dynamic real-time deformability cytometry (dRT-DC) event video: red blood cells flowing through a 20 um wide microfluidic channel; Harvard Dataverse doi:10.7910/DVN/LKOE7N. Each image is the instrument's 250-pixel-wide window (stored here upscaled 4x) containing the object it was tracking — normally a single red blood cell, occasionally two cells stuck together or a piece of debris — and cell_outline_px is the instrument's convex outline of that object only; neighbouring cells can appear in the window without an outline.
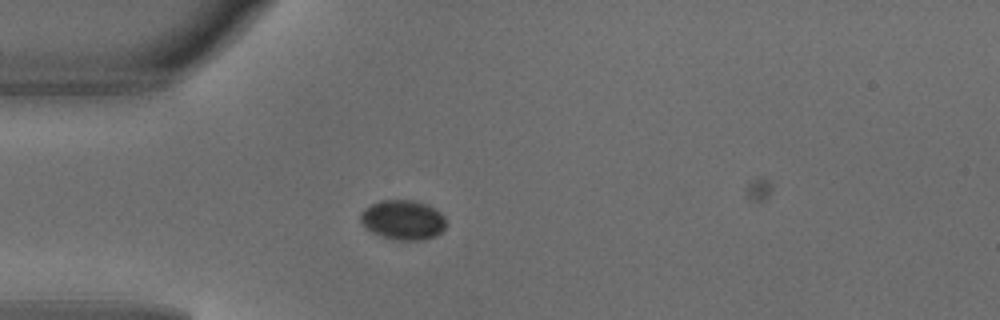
{"species": "common noctule bat (a hibernating species)", "species_latin": "Nyctalus noctula", "temperature_condition": "warm", "stored_images_in_passage": 3, "camera_frame_rate_fps": 3000, "um_per_image_px": 0.085, "animal": {"sex": "male", "body_mass_g": 18.8}, "frame": {"image": 1, "passage_image": 3, "time_ms": 0.667, "image_size_px": [1000, 320], "cell_outline_px": [[444, 228], [436, 236], [420, 240], [396, 240], [380, 236], [372, 232], [360, 220], [360, 212], [364, 208], [380, 200], [412, 200], [428, 204], [440, 212], [444, 216]], "centroid_in_image_um": [34.24, 18.68], "position_along_channel_um": 50.8, "area_um2": 19.71}}